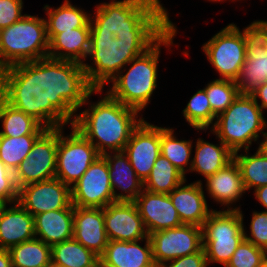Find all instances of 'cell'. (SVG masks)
<instances>
[{"label":"cell","instance_id":"49","mask_svg":"<svg viewBox=\"0 0 267 267\" xmlns=\"http://www.w3.org/2000/svg\"><path fill=\"white\" fill-rule=\"evenodd\" d=\"M208 1H211V2H212V1H213V2H217V1L221 2V1H222V2H223V1H225V0H208ZM232 1H236V0H232Z\"/></svg>","mask_w":267,"mask_h":267},{"label":"cell","instance_id":"4","mask_svg":"<svg viewBox=\"0 0 267 267\" xmlns=\"http://www.w3.org/2000/svg\"><path fill=\"white\" fill-rule=\"evenodd\" d=\"M177 34L176 29H169L151 48L142 55L132 59L110 81L112 87L107 93L123 105L134 108L139 112L151 102V96L157 88L158 60L161 46L170 47ZM127 71V72H125ZM124 73V75H123Z\"/></svg>","mask_w":267,"mask_h":267},{"label":"cell","instance_id":"24","mask_svg":"<svg viewBox=\"0 0 267 267\" xmlns=\"http://www.w3.org/2000/svg\"><path fill=\"white\" fill-rule=\"evenodd\" d=\"M206 190L210 198L221 206H227L226 210H239V207H231L242 197L246 189L243 184L240 169L233 159L224 168L209 176L206 180Z\"/></svg>","mask_w":267,"mask_h":267},{"label":"cell","instance_id":"18","mask_svg":"<svg viewBox=\"0 0 267 267\" xmlns=\"http://www.w3.org/2000/svg\"><path fill=\"white\" fill-rule=\"evenodd\" d=\"M134 202L148 234L183 225L169 194L143 189Z\"/></svg>","mask_w":267,"mask_h":267},{"label":"cell","instance_id":"5","mask_svg":"<svg viewBox=\"0 0 267 267\" xmlns=\"http://www.w3.org/2000/svg\"><path fill=\"white\" fill-rule=\"evenodd\" d=\"M267 128L263 110L249 94H239L234 102L220 113L210 127L233 153L242 149H250L253 141L257 142Z\"/></svg>","mask_w":267,"mask_h":267},{"label":"cell","instance_id":"43","mask_svg":"<svg viewBox=\"0 0 267 267\" xmlns=\"http://www.w3.org/2000/svg\"><path fill=\"white\" fill-rule=\"evenodd\" d=\"M250 95L264 112V109H267V81L259 85ZM258 100H260L261 103L258 102Z\"/></svg>","mask_w":267,"mask_h":267},{"label":"cell","instance_id":"9","mask_svg":"<svg viewBox=\"0 0 267 267\" xmlns=\"http://www.w3.org/2000/svg\"><path fill=\"white\" fill-rule=\"evenodd\" d=\"M111 1L96 6L95 17L92 18V14L90 16V32L131 34V31L161 2L160 0Z\"/></svg>","mask_w":267,"mask_h":267},{"label":"cell","instance_id":"22","mask_svg":"<svg viewBox=\"0 0 267 267\" xmlns=\"http://www.w3.org/2000/svg\"><path fill=\"white\" fill-rule=\"evenodd\" d=\"M109 166V175L115 201L134 202L144 189L143 181L136 175L124 151L102 155ZM121 190L117 193L116 189Z\"/></svg>","mask_w":267,"mask_h":267},{"label":"cell","instance_id":"48","mask_svg":"<svg viewBox=\"0 0 267 267\" xmlns=\"http://www.w3.org/2000/svg\"><path fill=\"white\" fill-rule=\"evenodd\" d=\"M261 267H267V254L264 257V260L262 262V266Z\"/></svg>","mask_w":267,"mask_h":267},{"label":"cell","instance_id":"6","mask_svg":"<svg viewBox=\"0 0 267 267\" xmlns=\"http://www.w3.org/2000/svg\"><path fill=\"white\" fill-rule=\"evenodd\" d=\"M45 18L25 14L0 30V71L20 63L48 57Z\"/></svg>","mask_w":267,"mask_h":267},{"label":"cell","instance_id":"1","mask_svg":"<svg viewBox=\"0 0 267 267\" xmlns=\"http://www.w3.org/2000/svg\"><path fill=\"white\" fill-rule=\"evenodd\" d=\"M102 91L90 85L83 65L74 61L46 57L0 71V96L46 128L72 124L77 110Z\"/></svg>","mask_w":267,"mask_h":267},{"label":"cell","instance_id":"13","mask_svg":"<svg viewBox=\"0 0 267 267\" xmlns=\"http://www.w3.org/2000/svg\"><path fill=\"white\" fill-rule=\"evenodd\" d=\"M156 267L203 248L202 227L183 224L149 234Z\"/></svg>","mask_w":267,"mask_h":267},{"label":"cell","instance_id":"33","mask_svg":"<svg viewBox=\"0 0 267 267\" xmlns=\"http://www.w3.org/2000/svg\"><path fill=\"white\" fill-rule=\"evenodd\" d=\"M174 135V129L160 127V153L186 176L191 170L193 141L179 140Z\"/></svg>","mask_w":267,"mask_h":267},{"label":"cell","instance_id":"39","mask_svg":"<svg viewBox=\"0 0 267 267\" xmlns=\"http://www.w3.org/2000/svg\"><path fill=\"white\" fill-rule=\"evenodd\" d=\"M250 234L244 229V239L267 252V211L252 213Z\"/></svg>","mask_w":267,"mask_h":267},{"label":"cell","instance_id":"7","mask_svg":"<svg viewBox=\"0 0 267 267\" xmlns=\"http://www.w3.org/2000/svg\"><path fill=\"white\" fill-rule=\"evenodd\" d=\"M243 213L239 210H213L202 226L203 248L208 265L230 261L244 240Z\"/></svg>","mask_w":267,"mask_h":267},{"label":"cell","instance_id":"31","mask_svg":"<svg viewBox=\"0 0 267 267\" xmlns=\"http://www.w3.org/2000/svg\"><path fill=\"white\" fill-rule=\"evenodd\" d=\"M183 182H186L185 175L160 154L149 176L143 182V187L153 193L169 194Z\"/></svg>","mask_w":267,"mask_h":267},{"label":"cell","instance_id":"3","mask_svg":"<svg viewBox=\"0 0 267 267\" xmlns=\"http://www.w3.org/2000/svg\"><path fill=\"white\" fill-rule=\"evenodd\" d=\"M89 105L88 109L76 114L71 125L95 146L100 155L123 151L133 130L144 119L143 115L139 117L138 110L123 105L107 92L99 101Z\"/></svg>","mask_w":267,"mask_h":267},{"label":"cell","instance_id":"28","mask_svg":"<svg viewBox=\"0 0 267 267\" xmlns=\"http://www.w3.org/2000/svg\"><path fill=\"white\" fill-rule=\"evenodd\" d=\"M44 10L48 16L45 22L49 41L61 32L80 27H90L91 15H88L84 9L72 5L69 0H65L57 8L45 5Z\"/></svg>","mask_w":267,"mask_h":267},{"label":"cell","instance_id":"30","mask_svg":"<svg viewBox=\"0 0 267 267\" xmlns=\"http://www.w3.org/2000/svg\"><path fill=\"white\" fill-rule=\"evenodd\" d=\"M0 120L3 128L0 136L20 137L27 134H42L47 129L32 116L7 103L1 96Z\"/></svg>","mask_w":267,"mask_h":267},{"label":"cell","instance_id":"37","mask_svg":"<svg viewBox=\"0 0 267 267\" xmlns=\"http://www.w3.org/2000/svg\"><path fill=\"white\" fill-rule=\"evenodd\" d=\"M212 113L217 117L239 96L238 86L233 80L214 79L204 87Z\"/></svg>","mask_w":267,"mask_h":267},{"label":"cell","instance_id":"14","mask_svg":"<svg viewBox=\"0 0 267 267\" xmlns=\"http://www.w3.org/2000/svg\"><path fill=\"white\" fill-rule=\"evenodd\" d=\"M71 194L73 206L82 208H105L115 202L109 166L102 155L72 185Z\"/></svg>","mask_w":267,"mask_h":267},{"label":"cell","instance_id":"26","mask_svg":"<svg viewBox=\"0 0 267 267\" xmlns=\"http://www.w3.org/2000/svg\"><path fill=\"white\" fill-rule=\"evenodd\" d=\"M91 27L70 29L49 41L48 57L84 64L90 50Z\"/></svg>","mask_w":267,"mask_h":267},{"label":"cell","instance_id":"19","mask_svg":"<svg viewBox=\"0 0 267 267\" xmlns=\"http://www.w3.org/2000/svg\"><path fill=\"white\" fill-rule=\"evenodd\" d=\"M73 238L100 257L109 241L104 225V208L74 206Z\"/></svg>","mask_w":267,"mask_h":267},{"label":"cell","instance_id":"27","mask_svg":"<svg viewBox=\"0 0 267 267\" xmlns=\"http://www.w3.org/2000/svg\"><path fill=\"white\" fill-rule=\"evenodd\" d=\"M197 139L190 172H197L206 180L229 164L234 153L221 140L216 145L203 138Z\"/></svg>","mask_w":267,"mask_h":267},{"label":"cell","instance_id":"42","mask_svg":"<svg viewBox=\"0 0 267 267\" xmlns=\"http://www.w3.org/2000/svg\"><path fill=\"white\" fill-rule=\"evenodd\" d=\"M168 263V264H167ZM160 267H208L204 248L192 255L182 256L169 261Z\"/></svg>","mask_w":267,"mask_h":267},{"label":"cell","instance_id":"10","mask_svg":"<svg viewBox=\"0 0 267 267\" xmlns=\"http://www.w3.org/2000/svg\"><path fill=\"white\" fill-rule=\"evenodd\" d=\"M69 135H63V127H58V147L55 177L72 187L101 155L95 146L74 126Z\"/></svg>","mask_w":267,"mask_h":267},{"label":"cell","instance_id":"2","mask_svg":"<svg viewBox=\"0 0 267 267\" xmlns=\"http://www.w3.org/2000/svg\"><path fill=\"white\" fill-rule=\"evenodd\" d=\"M162 5L159 3L131 34L90 32L88 57L93 60L94 65L84 63L83 68L94 89H103L132 59L145 53L169 29H176Z\"/></svg>","mask_w":267,"mask_h":267},{"label":"cell","instance_id":"25","mask_svg":"<svg viewBox=\"0 0 267 267\" xmlns=\"http://www.w3.org/2000/svg\"><path fill=\"white\" fill-rule=\"evenodd\" d=\"M74 207L52 210L34 216L35 237L49 246L73 238Z\"/></svg>","mask_w":267,"mask_h":267},{"label":"cell","instance_id":"41","mask_svg":"<svg viewBox=\"0 0 267 267\" xmlns=\"http://www.w3.org/2000/svg\"><path fill=\"white\" fill-rule=\"evenodd\" d=\"M23 0H0V30L19 21L25 14Z\"/></svg>","mask_w":267,"mask_h":267},{"label":"cell","instance_id":"46","mask_svg":"<svg viewBox=\"0 0 267 267\" xmlns=\"http://www.w3.org/2000/svg\"><path fill=\"white\" fill-rule=\"evenodd\" d=\"M262 136L264 139L260 142L258 149L267 156V132L265 131Z\"/></svg>","mask_w":267,"mask_h":267},{"label":"cell","instance_id":"16","mask_svg":"<svg viewBox=\"0 0 267 267\" xmlns=\"http://www.w3.org/2000/svg\"><path fill=\"white\" fill-rule=\"evenodd\" d=\"M124 153L136 175L144 182L160 156V127L144 119L133 130Z\"/></svg>","mask_w":267,"mask_h":267},{"label":"cell","instance_id":"32","mask_svg":"<svg viewBox=\"0 0 267 267\" xmlns=\"http://www.w3.org/2000/svg\"><path fill=\"white\" fill-rule=\"evenodd\" d=\"M12 267H51V246L33 238L9 249Z\"/></svg>","mask_w":267,"mask_h":267},{"label":"cell","instance_id":"47","mask_svg":"<svg viewBox=\"0 0 267 267\" xmlns=\"http://www.w3.org/2000/svg\"><path fill=\"white\" fill-rule=\"evenodd\" d=\"M5 205H6V203L2 199H0V213H1L2 209L5 207Z\"/></svg>","mask_w":267,"mask_h":267},{"label":"cell","instance_id":"38","mask_svg":"<svg viewBox=\"0 0 267 267\" xmlns=\"http://www.w3.org/2000/svg\"><path fill=\"white\" fill-rule=\"evenodd\" d=\"M266 254L265 250L244 239L225 267H261Z\"/></svg>","mask_w":267,"mask_h":267},{"label":"cell","instance_id":"44","mask_svg":"<svg viewBox=\"0 0 267 267\" xmlns=\"http://www.w3.org/2000/svg\"><path fill=\"white\" fill-rule=\"evenodd\" d=\"M255 198L267 211V185L254 189Z\"/></svg>","mask_w":267,"mask_h":267},{"label":"cell","instance_id":"21","mask_svg":"<svg viewBox=\"0 0 267 267\" xmlns=\"http://www.w3.org/2000/svg\"><path fill=\"white\" fill-rule=\"evenodd\" d=\"M138 242L109 240L98 267H156L150 238L144 247Z\"/></svg>","mask_w":267,"mask_h":267},{"label":"cell","instance_id":"36","mask_svg":"<svg viewBox=\"0 0 267 267\" xmlns=\"http://www.w3.org/2000/svg\"><path fill=\"white\" fill-rule=\"evenodd\" d=\"M189 100L182 111L186 122L196 130L206 132V130L210 129L211 124L213 126L216 116L212 113L205 90H197Z\"/></svg>","mask_w":267,"mask_h":267},{"label":"cell","instance_id":"50","mask_svg":"<svg viewBox=\"0 0 267 267\" xmlns=\"http://www.w3.org/2000/svg\"><path fill=\"white\" fill-rule=\"evenodd\" d=\"M266 80H267V56H266Z\"/></svg>","mask_w":267,"mask_h":267},{"label":"cell","instance_id":"40","mask_svg":"<svg viewBox=\"0 0 267 267\" xmlns=\"http://www.w3.org/2000/svg\"><path fill=\"white\" fill-rule=\"evenodd\" d=\"M18 191L14 172L0 160V199L10 205L18 201Z\"/></svg>","mask_w":267,"mask_h":267},{"label":"cell","instance_id":"12","mask_svg":"<svg viewBox=\"0 0 267 267\" xmlns=\"http://www.w3.org/2000/svg\"><path fill=\"white\" fill-rule=\"evenodd\" d=\"M267 25L253 21L246 27V60L235 83L240 94H251L266 82Z\"/></svg>","mask_w":267,"mask_h":267},{"label":"cell","instance_id":"8","mask_svg":"<svg viewBox=\"0 0 267 267\" xmlns=\"http://www.w3.org/2000/svg\"><path fill=\"white\" fill-rule=\"evenodd\" d=\"M202 50L220 79L236 81L246 60V27L240 31L230 23L205 42Z\"/></svg>","mask_w":267,"mask_h":267},{"label":"cell","instance_id":"45","mask_svg":"<svg viewBox=\"0 0 267 267\" xmlns=\"http://www.w3.org/2000/svg\"><path fill=\"white\" fill-rule=\"evenodd\" d=\"M0 267H12L9 250L0 248Z\"/></svg>","mask_w":267,"mask_h":267},{"label":"cell","instance_id":"11","mask_svg":"<svg viewBox=\"0 0 267 267\" xmlns=\"http://www.w3.org/2000/svg\"><path fill=\"white\" fill-rule=\"evenodd\" d=\"M58 147V127L47 128L14 172L17 188L55 178Z\"/></svg>","mask_w":267,"mask_h":267},{"label":"cell","instance_id":"20","mask_svg":"<svg viewBox=\"0 0 267 267\" xmlns=\"http://www.w3.org/2000/svg\"><path fill=\"white\" fill-rule=\"evenodd\" d=\"M181 183L169 193L170 200L177 210L182 224L202 227L214 209H209L201 180Z\"/></svg>","mask_w":267,"mask_h":267},{"label":"cell","instance_id":"23","mask_svg":"<svg viewBox=\"0 0 267 267\" xmlns=\"http://www.w3.org/2000/svg\"><path fill=\"white\" fill-rule=\"evenodd\" d=\"M0 213V248L9 250L24 241L35 238L34 217L18 202Z\"/></svg>","mask_w":267,"mask_h":267},{"label":"cell","instance_id":"34","mask_svg":"<svg viewBox=\"0 0 267 267\" xmlns=\"http://www.w3.org/2000/svg\"><path fill=\"white\" fill-rule=\"evenodd\" d=\"M244 152V155L234 152L233 159L240 169L246 191L267 185V156L259 149L253 155L248 153L249 149Z\"/></svg>","mask_w":267,"mask_h":267},{"label":"cell","instance_id":"29","mask_svg":"<svg viewBox=\"0 0 267 267\" xmlns=\"http://www.w3.org/2000/svg\"><path fill=\"white\" fill-rule=\"evenodd\" d=\"M52 267H98L99 257L74 238L51 246Z\"/></svg>","mask_w":267,"mask_h":267},{"label":"cell","instance_id":"15","mask_svg":"<svg viewBox=\"0 0 267 267\" xmlns=\"http://www.w3.org/2000/svg\"><path fill=\"white\" fill-rule=\"evenodd\" d=\"M17 202L33 217L47 211L74 207L71 187L56 177L20 187Z\"/></svg>","mask_w":267,"mask_h":267},{"label":"cell","instance_id":"35","mask_svg":"<svg viewBox=\"0 0 267 267\" xmlns=\"http://www.w3.org/2000/svg\"><path fill=\"white\" fill-rule=\"evenodd\" d=\"M41 134H27L20 137L0 136V160L15 172L19 164L26 159L33 144Z\"/></svg>","mask_w":267,"mask_h":267},{"label":"cell","instance_id":"17","mask_svg":"<svg viewBox=\"0 0 267 267\" xmlns=\"http://www.w3.org/2000/svg\"><path fill=\"white\" fill-rule=\"evenodd\" d=\"M104 225L109 240L143 242L149 237L135 202L115 201L107 205Z\"/></svg>","mask_w":267,"mask_h":267}]
</instances>
